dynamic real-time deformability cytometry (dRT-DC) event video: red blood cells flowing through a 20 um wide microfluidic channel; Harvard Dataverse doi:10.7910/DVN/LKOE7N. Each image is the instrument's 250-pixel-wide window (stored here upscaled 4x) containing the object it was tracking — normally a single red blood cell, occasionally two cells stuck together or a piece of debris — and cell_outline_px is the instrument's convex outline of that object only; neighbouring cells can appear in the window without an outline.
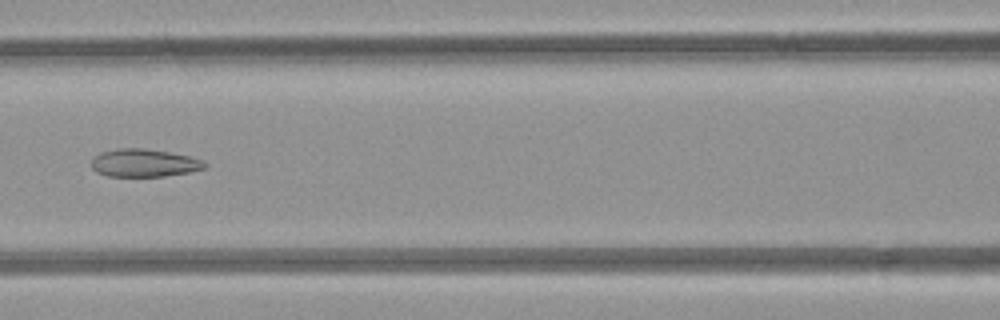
{"species": "common noctule bat (a hibernating species)", "species_latin": "Nyctalus noctula", "temperature_condition": "room temperature", "stored_images_in_passage": 7, "camera_frame_rate_fps": 3000, "um_per_image_px": 0.085, "animal": {"sex": "female", "body_mass_g": 21.9}, "frame": {"image": 1, "passage_image": 6, "time_ms": 6.0, "image_size_px": [1000, 320], "cell_outline_px": [[208, 164], [204, 168], [188, 172], [164, 176], [108, 176], [96, 172], [92, 168], [92, 156], [100, 152], [120, 148], [144, 148], [168, 152], [188, 156], [204, 160]], "centroid_in_image_um": [12.22, 13.84], "position_along_channel_um": 154.4, "area_um2": 18.38}}
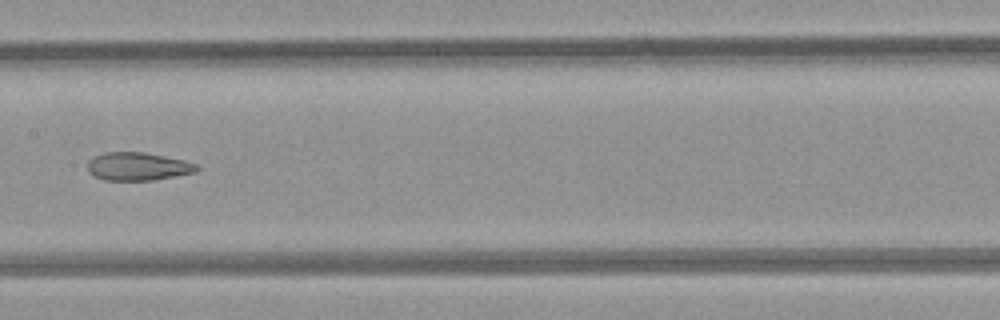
{"frame": {"image": 2, "passage_image": 7, "time_ms": 7.0, "image_size_px": [1000, 320], "cell_outline_px": [[200, 168], [196, 172], [152, 180], [104, 180], [92, 176], [88, 172], [88, 160], [92, 156], [104, 152], [144, 152], [184, 160], [196, 164]], "centroid_in_image_um": [11.67, 14.14], "position_along_channel_um": 195.7, "area_um2": 17.98}}